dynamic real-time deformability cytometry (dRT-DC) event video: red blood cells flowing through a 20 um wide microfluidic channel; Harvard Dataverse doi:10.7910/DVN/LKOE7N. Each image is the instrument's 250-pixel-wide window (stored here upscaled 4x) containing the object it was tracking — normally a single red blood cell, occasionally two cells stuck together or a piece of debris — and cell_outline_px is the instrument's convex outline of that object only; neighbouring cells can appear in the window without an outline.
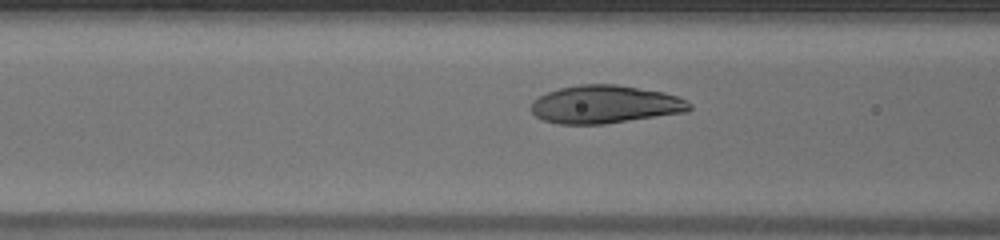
{"species": "human", "species_latin": "Homo sapiens", "temperature_condition": "warm", "stored_images_in_passage": 13, "camera_frame_rate_fps": 3000, "um_per_image_px": 0.085, "donor": {"sex": "male"}, "frame": {"image": 1, "passage_image": 11, "time_ms": 3.333, "image_size_px": [1000, 240], "cell_outline_px": [[692, 108], [688, 112], [604, 124], [556, 124], [544, 120], [536, 116], [528, 108], [532, 100], [548, 92], [560, 88], [580, 84], [616, 84], [664, 92], [676, 96], [692, 104]], "centroid_in_image_um": [51.41, 8.88], "position_along_channel_um": 115.2, "area_um2": 35.26}}